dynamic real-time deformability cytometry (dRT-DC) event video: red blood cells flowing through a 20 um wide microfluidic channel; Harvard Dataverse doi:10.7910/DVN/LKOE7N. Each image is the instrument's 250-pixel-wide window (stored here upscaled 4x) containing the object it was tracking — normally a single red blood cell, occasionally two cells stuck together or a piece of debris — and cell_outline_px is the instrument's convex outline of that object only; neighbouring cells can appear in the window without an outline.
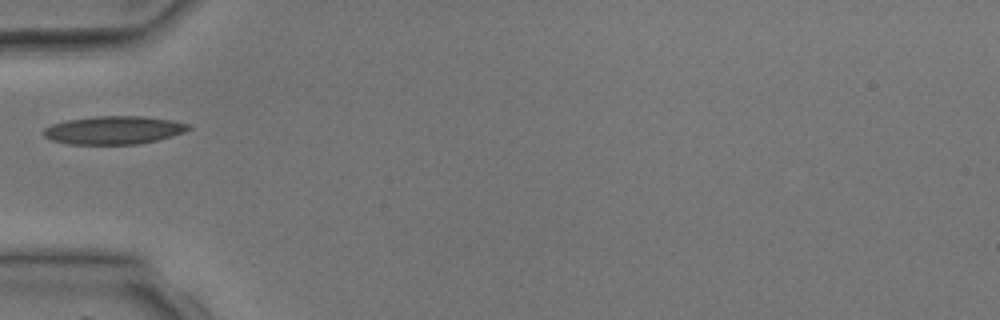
{"species": "common noctule bat (a hibernating species)", "species_latin": "Nyctalus noctula", "temperature_condition": "room temperature", "stored_images_in_passage": 1, "camera_frame_rate_fps": 3000, "um_per_image_px": 0.085, "animal": {"sex": "male", "body_mass_g": 17.9, "forearm_length_mm": 54.2}, "frame": {"image": 1, "passage_image": 1, "time_ms": 0.0, "image_size_px": [1000, 320], "cell_outline_px": [[192, 128], [184, 132], [172, 136], [140, 144], [68, 144], [52, 140], [44, 136], [44, 128], [52, 124], [68, 120], [96, 116], [140, 116], [172, 120], [192, 124]], "centroid_in_image_um": [9.71, 11.06], "position_along_channel_um": 75.3, "area_um2": 23.76}}